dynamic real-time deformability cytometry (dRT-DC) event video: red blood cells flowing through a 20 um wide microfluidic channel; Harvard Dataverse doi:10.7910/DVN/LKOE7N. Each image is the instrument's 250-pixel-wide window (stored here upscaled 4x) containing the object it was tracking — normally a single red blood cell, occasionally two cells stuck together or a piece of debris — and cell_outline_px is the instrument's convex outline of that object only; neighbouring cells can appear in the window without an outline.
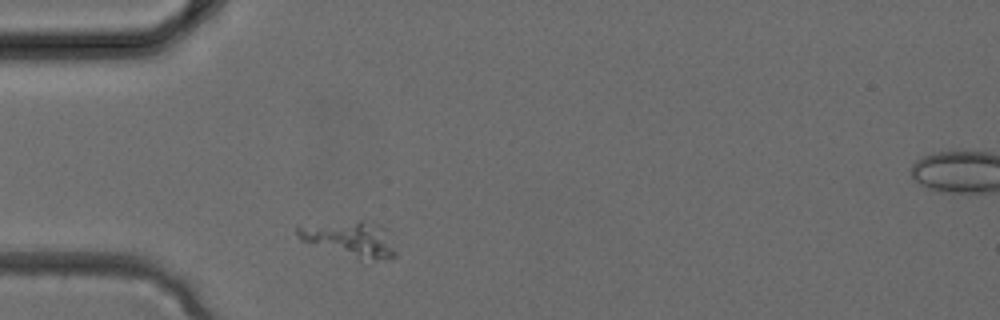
{"species": "common noctule bat (a hibernating species)", "species_latin": "Nyctalus noctula", "temperature_condition": "cold", "stored_images_in_passage": 2, "camera_frame_rate_fps": 3000, "um_per_image_px": 0.085, "animal": {"sex": "female", "body_mass_g": 24.6, "forearm_length_mm": 56.2}, "frame": {"image": 1, "passage_image": 1, "time_ms": 0.0, "image_size_px": [1000, 320], "cell_outline_px": [[396, 256], [392, 260], [360, 260], [300, 240], [296, 236], [296, 228], [360, 220], [364, 220], [380, 224], [384, 228], [396, 252]], "centroid_in_image_um": [29.85, 20.36], "position_along_channel_um": 55.2, "area_um2": 19.88}}